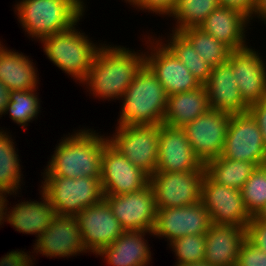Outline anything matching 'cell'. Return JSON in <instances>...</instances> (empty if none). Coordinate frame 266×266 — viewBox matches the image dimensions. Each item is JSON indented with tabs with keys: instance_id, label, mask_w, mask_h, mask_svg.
<instances>
[{
	"instance_id": "obj_1",
	"label": "cell",
	"mask_w": 266,
	"mask_h": 266,
	"mask_svg": "<svg viewBox=\"0 0 266 266\" xmlns=\"http://www.w3.org/2000/svg\"><path fill=\"white\" fill-rule=\"evenodd\" d=\"M103 41L97 49L86 78L79 84L93 99L103 102L121 100L145 64V50ZM142 49V50H141Z\"/></svg>"
},
{
	"instance_id": "obj_2",
	"label": "cell",
	"mask_w": 266,
	"mask_h": 266,
	"mask_svg": "<svg viewBox=\"0 0 266 266\" xmlns=\"http://www.w3.org/2000/svg\"><path fill=\"white\" fill-rule=\"evenodd\" d=\"M101 132L79 126L72 133L64 134L51 152L54 153L50 154L41 176L101 177V156L109 142L107 134Z\"/></svg>"
},
{
	"instance_id": "obj_3",
	"label": "cell",
	"mask_w": 266,
	"mask_h": 266,
	"mask_svg": "<svg viewBox=\"0 0 266 266\" xmlns=\"http://www.w3.org/2000/svg\"><path fill=\"white\" fill-rule=\"evenodd\" d=\"M13 6L22 31L36 43L82 22L89 8L87 0H16Z\"/></svg>"
},
{
	"instance_id": "obj_4",
	"label": "cell",
	"mask_w": 266,
	"mask_h": 266,
	"mask_svg": "<svg viewBox=\"0 0 266 266\" xmlns=\"http://www.w3.org/2000/svg\"><path fill=\"white\" fill-rule=\"evenodd\" d=\"M167 94L150 68L144 64L120 100V111L114 125L162 124Z\"/></svg>"
},
{
	"instance_id": "obj_5",
	"label": "cell",
	"mask_w": 266,
	"mask_h": 266,
	"mask_svg": "<svg viewBox=\"0 0 266 266\" xmlns=\"http://www.w3.org/2000/svg\"><path fill=\"white\" fill-rule=\"evenodd\" d=\"M79 25L78 22L67 31L49 35L38 42L48 60L77 84L86 78L95 53L102 44L99 40H92Z\"/></svg>"
},
{
	"instance_id": "obj_6",
	"label": "cell",
	"mask_w": 266,
	"mask_h": 266,
	"mask_svg": "<svg viewBox=\"0 0 266 266\" xmlns=\"http://www.w3.org/2000/svg\"><path fill=\"white\" fill-rule=\"evenodd\" d=\"M38 185L51 201L55 214L76 216L83 209L104 198L100 177L76 179L42 176Z\"/></svg>"
},
{
	"instance_id": "obj_7",
	"label": "cell",
	"mask_w": 266,
	"mask_h": 266,
	"mask_svg": "<svg viewBox=\"0 0 266 266\" xmlns=\"http://www.w3.org/2000/svg\"><path fill=\"white\" fill-rule=\"evenodd\" d=\"M153 33L141 34L144 37L140 39L145 42L143 48L146 47L145 64L155 74L167 96L200 87L189 69Z\"/></svg>"
},
{
	"instance_id": "obj_8",
	"label": "cell",
	"mask_w": 266,
	"mask_h": 266,
	"mask_svg": "<svg viewBox=\"0 0 266 266\" xmlns=\"http://www.w3.org/2000/svg\"><path fill=\"white\" fill-rule=\"evenodd\" d=\"M109 143L149 176L156 172L160 124L116 125Z\"/></svg>"
},
{
	"instance_id": "obj_9",
	"label": "cell",
	"mask_w": 266,
	"mask_h": 266,
	"mask_svg": "<svg viewBox=\"0 0 266 266\" xmlns=\"http://www.w3.org/2000/svg\"><path fill=\"white\" fill-rule=\"evenodd\" d=\"M205 166L188 172L156 171L149 176L157 209L174 208L201 201Z\"/></svg>"
},
{
	"instance_id": "obj_10",
	"label": "cell",
	"mask_w": 266,
	"mask_h": 266,
	"mask_svg": "<svg viewBox=\"0 0 266 266\" xmlns=\"http://www.w3.org/2000/svg\"><path fill=\"white\" fill-rule=\"evenodd\" d=\"M34 242L33 250L30 252L34 265L36 256L39 254L49 259L90 254L83 244L82 234L75 216L56 214L52 218L50 226Z\"/></svg>"
},
{
	"instance_id": "obj_11",
	"label": "cell",
	"mask_w": 266,
	"mask_h": 266,
	"mask_svg": "<svg viewBox=\"0 0 266 266\" xmlns=\"http://www.w3.org/2000/svg\"><path fill=\"white\" fill-rule=\"evenodd\" d=\"M221 156L257 166L266 164L262 133L249 112L231 115Z\"/></svg>"
},
{
	"instance_id": "obj_12",
	"label": "cell",
	"mask_w": 266,
	"mask_h": 266,
	"mask_svg": "<svg viewBox=\"0 0 266 266\" xmlns=\"http://www.w3.org/2000/svg\"><path fill=\"white\" fill-rule=\"evenodd\" d=\"M230 117L231 114L209 109L182 128L195 156L203 165L221 156Z\"/></svg>"
},
{
	"instance_id": "obj_13",
	"label": "cell",
	"mask_w": 266,
	"mask_h": 266,
	"mask_svg": "<svg viewBox=\"0 0 266 266\" xmlns=\"http://www.w3.org/2000/svg\"><path fill=\"white\" fill-rule=\"evenodd\" d=\"M212 225L209 212L200 201L195 204L157 209L153 238L173 240L196 234H205Z\"/></svg>"
},
{
	"instance_id": "obj_14",
	"label": "cell",
	"mask_w": 266,
	"mask_h": 266,
	"mask_svg": "<svg viewBox=\"0 0 266 266\" xmlns=\"http://www.w3.org/2000/svg\"><path fill=\"white\" fill-rule=\"evenodd\" d=\"M124 231H153L157 215L152 187L126 194L104 195Z\"/></svg>"
},
{
	"instance_id": "obj_15",
	"label": "cell",
	"mask_w": 266,
	"mask_h": 266,
	"mask_svg": "<svg viewBox=\"0 0 266 266\" xmlns=\"http://www.w3.org/2000/svg\"><path fill=\"white\" fill-rule=\"evenodd\" d=\"M100 181L104 195H120L145 188L149 175L108 142L101 156Z\"/></svg>"
},
{
	"instance_id": "obj_16",
	"label": "cell",
	"mask_w": 266,
	"mask_h": 266,
	"mask_svg": "<svg viewBox=\"0 0 266 266\" xmlns=\"http://www.w3.org/2000/svg\"><path fill=\"white\" fill-rule=\"evenodd\" d=\"M201 202L212 224L238 225L246 228L252 220L241 190L213 182L206 174L202 182Z\"/></svg>"
},
{
	"instance_id": "obj_17",
	"label": "cell",
	"mask_w": 266,
	"mask_h": 266,
	"mask_svg": "<svg viewBox=\"0 0 266 266\" xmlns=\"http://www.w3.org/2000/svg\"><path fill=\"white\" fill-rule=\"evenodd\" d=\"M75 217L82 234L83 244L86 250L94 256L104 247L111 245L124 232L104 198L83 209Z\"/></svg>"
},
{
	"instance_id": "obj_18",
	"label": "cell",
	"mask_w": 266,
	"mask_h": 266,
	"mask_svg": "<svg viewBox=\"0 0 266 266\" xmlns=\"http://www.w3.org/2000/svg\"><path fill=\"white\" fill-rule=\"evenodd\" d=\"M266 56L251 44L232 50L228 62L243 100L251 105L266 98Z\"/></svg>"
},
{
	"instance_id": "obj_19",
	"label": "cell",
	"mask_w": 266,
	"mask_h": 266,
	"mask_svg": "<svg viewBox=\"0 0 266 266\" xmlns=\"http://www.w3.org/2000/svg\"><path fill=\"white\" fill-rule=\"evenodd\" d=\"M202 166L184 130L160 124L156 171L188 172L199 170Z\"/></svg>"
},
{
	"instance_id": "obj_20",
	"label": "cell",
	"mask_w": 266,
	"mask_h": 266,
	"mask_svg": "<svg viewBox=\"0 0 266 266\" xmlns=\"http://www.w3.org/2000/svg\"><path fill=\"white\" fill-rule=\"evenodd\" d=\"M148 235L154 236L153 231H124L111 245L101 249L95 257H100L109 266L152 264L153 254Z\"/></svg>"
},
{
	"instance_id": "obj_21",
	"label": "cell",
	"mask_w": 266,
	"mask_h": 266,
	"mask_svg": "<svg viewBox=\"0 0 266 266\" xmlns=\"http://www.w3.org/2000/svg\"><path fill=\"white\" fill-rule=\"evenodd\" d=\"M249 26V18L239 10L219 6L207 16L199 28L232 50H239L250 44L248 30L251 33L253 28Z\"/></svg>"
},
{
	"instance_id": "obj_22",
	"label": "cell",
	"mask_w": 266,
	"mask_h": 266,
	"mask_svg": "<svg viewBox=\"0 0 266 266\" xmlns=\"http://www.w3.org/2000/svg\"><path fill=\"white\" fill-rule=\"evenodd\" d=\"M204 86L208 93L210 109L231 115L248 112L249 105L240 94L232 66L228 61L212 67Z\"/></svg>"
},
{
	"instance_id": "obj_23",
	"label": "cell",
	"mask_w": 266,
	"mask_h": 266,
	"mask_svg": "<svg viewBox=\"0 0 266 266\" xmlns=\"http://www.w3.org/2000/svg\"><path fill=\"white\" fill-rule=\"evenodd\" d=\"M38 190L39 200L22 198L12 205L11 202L8 203L6 216V223L15 231L34 235L35 240L50 226L52 218L56 215L51 201L39 188Z\"/></svg>"
},
{
	"instance_id": "obj_24",
	"label": "cell",
	"mask_w": 266,
	"mask_h": 266,
	"mask_svg": "<svg viewBox=\"0 0 266 266\" xmlns=\"http://www.w3.org/2000/svg\"><path fill=\"white\" fill-rule=\"evenodd\" d=\"M246 228L238 225L212 224L205 233V258L211 266H237Z\"/></svg>"
},
{
	"instance_id": "obj_25",
	"label": "cell",
	"mask_w": 266,
	"mask_h": 266,
	"mask_svg": "<svg viewBox=\"0 0 266 266\" xmlns=\"http://www.w3.org/2000/svg\"><path fill=\"white\" fill-rule=\"evenodd\" d=\"M3 44L0 45V81L10 91L38 89L40 74L33 59Z\"/></svg>"
},
{
	"instance_id": "obj_26",
	"label": "cell",
	"mask_w": 266,
	"mask_h": 266,
	"mask_svg": "<svg viewBox=\"0 0 266 266\" xmlns=\"http://www.w3.org/2000/svg\"><path fill=\"white\" fill-rule=\"evenodd\" d=\"M209 109L208 93L204 85L192 91L172 94L167 97L163 124L183 128Z\"/></svg>"
},
{
	"instance_id": "obj_27",
	"label": "cell",
	"mask_w": 266,
	"mask_h": 266,
	"mask_svg": "<svg viewBox=\"0 0 266 266\" xmlns=\"http://www.w3.org/2000/svg\"><path fill=\"white\" fill-rule=\"evenodd\" d=\"M4 129L5 127H0V191L12 195L22 192L23 185H25V177H23L22 161L16 147L18 145L14 141L16 137L11 134L10 128Z\"/></svg>"
},
{
	"instance_id": "obj_28",
	"label": "cell",
	"mask_w": 266,
	"mask_h": 266,
	"mask_svg": "<svg viewBox=\"0 0 266 266\" xmlns=\"http://www.w3.org/2000/svg\"><path fill=\"white\" fill-rule=\"evenodd\" d=\"M157 38L189 69L201 85L208 81L212 67L198 55L180 32L169 31Z\"/></svg>"
},
{
	"instance_id": "obj_29",
	"label": "cell",
	"mask_w": 266,
	"mask_h": 266,
	"mask_svg": "<svg viewBox=\"0 0 266 266\" xmlns=\"http://www.w3.org/2000/svg\"><path fill=\"white\" fill-rule=\"evenodd\" d=\"M205 174L215 183L241 190L257 165L219 156L205 165Z\"/></svg>"
},
{
	"instance_id": "obj_30",
	"label": "cell",
	"mask_w": 266,
	"mask_h": 266,
	"mask_svg": "<svg viewBox=\"0 0 266 266\" xmlns=\"http://www.w3.org/2000/svg\"><path fill=\"white\" fill-rule=\"evenodd\" d=\"M39 88L34 90H11L10 101L5 108L2 117L7 114L13 123L22 127L25 131L34 120H38L41 111V98ZM38 92V93H37ZM29 124V125H28Z\"/></svg>"
},
{
	"instance_id": "obj_31",
	"label": "cell",
	"mask_w": 266,
	"mask_h": 266,
	"mask_svg": "<svg viewBox=\"0 0 266 266\" xmlns=\"http://www.w3.org/2000/svg\"><path fill=\"white\" fill-rule=\"evenodd\" d=\"M193 46L195 51L211 67L229 60L232 49L225 43L216 40L199 27H190L179 31Z\"/></svg>"
},
{
	"instance_id": "obj_32",
	"label": "cell",
	"mask_w": 266,
	"mask_h": 266,
	"mask_svg": "<svg viewBox=\"0 0 266 266\" xmlns=\"http://www.w3.org/2000/svg\"><path fill=\"white\" fill-rule=\"evenodd\" d=\"M218 0H179L169 19L173 20L170 31L199 27L207 16L218 8Z\"/></svg>"
},
{
	"instance_id": "obj_33",
	"label": "cell",
	"mask_w": 266,
	"mask_h": 266,
	"mask_svg": "<svg viewBox=\"0 0 266 266\" xmlns=\"http://www.w3.org/2000/svg\"><path fill=\"white\" fill-rule=\"evenodd\" d=\"M175 257L174 265H186L204 261L205 234L187 235L167 244Z\"/></svg>"
},
{
	"instance_id": "obj_34",
	"label": "cell",
	"mask_w": 266,
	"mask_h": 266,
	"mask_svg": "<svg viewBox=\"0 0 266 266\" xmlns=\"http://www.w3.org/2000/svg\"><path fill=\"white\" fill-rule=\"evenodd\" d=\"M241 193L247 211L252 217L255 216L266 204V164L256 167Z\"/></svg>"
},
{
	"instance_id": "obj_35",
	"label": "cell",
	"mask_w": 266,
	"mask_h": 266,
	"mask_svg": "<svg viewBox=\"0 0 266 266\" xmlns=\"http://www.w3.org/2000/svg\"><path fill=\"white\" fill-rule=\"evenodd\" d=\"M237 266H266V253L246 239L241 245Z\"/></svg>"
},
{
	"instance_id": "obj_36",
	"label": "cell",
	"mask_w": 266,
	"mask_h": 266,
	"mask_svg": "<svg viewBox=\"0 0 266 266\" xmlns=\"http://www.w3.org/2000/svg\"><path fill=\"white\" fill-rule=\"evenodd\" d=\"M179 0H146L145 3L138 9V12H148V14H155L154 16L167 19L174 12ZM168 17V18H167Z\"/></svg>"
},
{
	"instance_id": "obj_37",
	"label": "cell",
	"mask_w": 266,
	"mask_h": 266,
	"mask_svg": "<svg viewBox=\"0 0 266 266\" xmlns=\"http://www.w3.org/2000/svg\"><path fill=\"white\" fill-rule=\"evenodd\" d=\"M246 239L266 253V223L253 216L246 227Z\"/></svg>"
},
{
	"instance_id": "obj_38",
	"label": "cell",
	"mask_w": 266,
	"mask_h": 266,
	"mask_svg": "<svg viewBox=\"0 0 266 266\" xmlns=\"http://www.w3.org/2000/svg\"><path fill=\"white\" fill-rule=\"evenodd\" d=\"M25 250L12 249L7 252L0 258V266H34L30 251Z\"/></svg>"
},
{
	"instance_id": "obj_39",
	"label": "cell",
	"mask_w": 266,
	"mask_h": 266,
	"mask_svg": "<svg viewBox=\"0 0 266 266\" xmlns=\"http://www.w3.org/2000/svg\"><path fill=\"white\" fill-rule=\"evenodd\" d=\"M248 112L255 119L261 130L264 148L266 150V98L249 105Z\"/></svg>"
},
{
	"instance_id": "obj_40",
	"label": "cell",
	"mask_w": 266,
	"mask_h": 266,
	"mask_svg": "<svg viewBox=\"0 0 266 266\" xmlns=\"http://www.w3.org/2000/svg\"><path fill=\"white\" fill-rule=\"evenodd\" d=\"M218 1L220 6L239 10L249 19L256 5V0H218Z\"/></svg>"
},
{
	"instance_id": "obj_41",
	"label": "cell",
	"mask_w": 266,
	"mask_h": 266,
	"mask_svg": "<svg viewBox=\"0 0 266 266\" xmlns=\"http://www.w3.org/2000/svg\"><path fill=\"white\" fill-rule=\"evenodd\" d=\"M253 21L254 22L256 21L258 23L261 22L262 26H263V23H264V25H266V0H256L255 8H254V10L252 12V15H251L250 19H249V22H250L251 26H253L252 25L254 23Z\"/></svg>"
},
{
	"instance_id": "obj_42",
	"label": "cell",
	"mask_w": 266,
	"mask_h": 266,
	"mask_svg": "<svg viewBox=\"0 0 266 266\" xmlns=\"http://www.w3.org/2000/svg\"><path fill=\"white\" fill-rule=\"evenodd\" d=\"M19 194H20V196H19ZM17 195H18V197H22L21 196L22 192L10 195L7 192L0 191V227H3L4 223L6 224L7 207H8V203H9L7 197H10L11 199H12V197H14L16 200Z\"/></svg>"
},
{
	"instance_id": "obj_43",
	"label": "cell",
	"mask_w": 266,
	"mask_h": 266,
	"mask_svg": "<svg viewBox=\"0 0 266 266\" xmlns=\"http://www.w3.org/2000/svg\"><path fill=\"white\" fill-rule=\"evenodd\" d=\"M10 90L5 84L0 81V119L5 111L6 106L8 105L10 99Z\"/></svg>"
},
{
	"instance_id": "obj_44",
	"label": "cell",
	"mask_w": 266,
	"mask_h": 266,
	"mask_svg": "<svg viewBox=\"0 0 266 266\" xmlns=\"http://www.w3.org/2000/svg\"><path fill=\"white\" fill-rule=\"evenodd\" d=\"M146 0H122V2H126V4L134 8V10H138ZM136 8V9H135Z\"/></svg>"
},
{
	"instance_id": "obj_45",
	"label": "cell",
	"mask_w": 266,
	"mask_h": 266,
	"mask_svg": "<svg viewBox=\"0 0 266 266\" xmlns=\"http://www.w3.org/2000/svg\"><path fill=\"white\" fill-rule=\"evenodd\" d=\"M258 221L266 223V204L254 216Z\"/></svg>"
},
{
	"instance_id": "obj_46",
	"label": "cell",
	"mask_w": 266,
	"mask_h": 266,
	"mask_svg": "<svg viewBox=\"0 0 266 266\" xmlns=\"http://www.w3.org/2000/svg\"><path fill=\"white\" fill-rule=\"evenodd\" d=\"M173 266H211V265L208 264L206 261H202V262H197V263H193V264L173 265Z\"/></svg>"
}]
</instances>
